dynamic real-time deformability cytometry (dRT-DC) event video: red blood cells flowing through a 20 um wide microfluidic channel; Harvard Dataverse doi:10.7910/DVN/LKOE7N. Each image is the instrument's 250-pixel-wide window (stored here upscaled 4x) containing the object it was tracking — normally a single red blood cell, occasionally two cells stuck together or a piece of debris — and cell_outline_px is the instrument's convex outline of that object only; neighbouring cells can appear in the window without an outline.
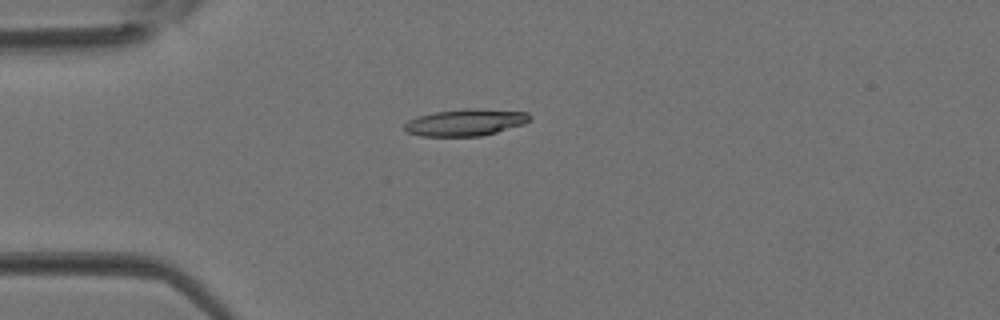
{"species": "Egyptian fruit bat (a non-hibernating species)", "species_latin": "Rousettus aegyptiacus", "temperature_condition": "room temperature", "stored_images_in_passage": 3, "camera_frame_rate_fps": 3000, "um_per_image_px": 0.085, "animal": {"sex": "female"}, "frame": {"image": 1, "passage_image": 3, "time_ms": 0.667, "image_size_px": [1000, 320], "cell_outline_px": [[532, 116], [524, 124], [496, 132], [480, 136], [420, 136], [408, 132], [404, 128], [404, 124], [408, 120], [420, 116], [436, 112], [464, 108], [476, 108], [528, 112]], "centroid_in_image_um": [39.58, 10.4], "position_along_channel_um": 45.4, "area_um2": 19.48}}